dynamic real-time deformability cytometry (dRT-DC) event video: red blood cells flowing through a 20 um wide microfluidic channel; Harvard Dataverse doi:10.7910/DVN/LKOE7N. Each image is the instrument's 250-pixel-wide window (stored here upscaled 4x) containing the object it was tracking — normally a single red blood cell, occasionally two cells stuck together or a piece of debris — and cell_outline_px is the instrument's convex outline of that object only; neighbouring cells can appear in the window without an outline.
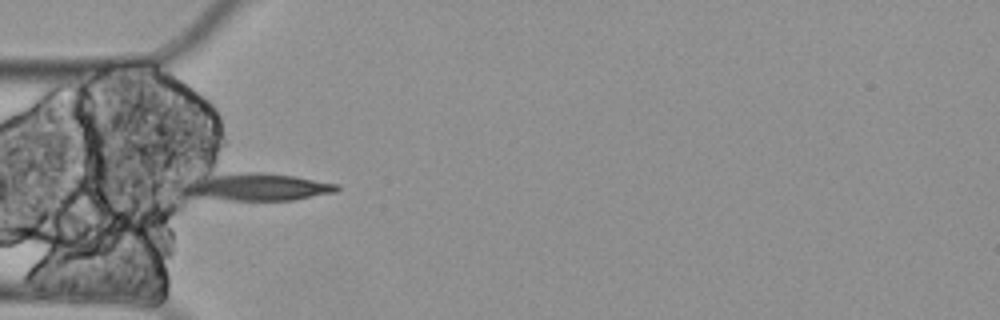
{"species": "Egyptian fruit bat (a non-hibernating species)", "species_latin": "Rousettus aegyptiacus", "temperature_condition": "cold", "stored_images_in_passage": 9, "camera_frame_rate_fps": 3000, "um_per_image_px": 0.085, "animal": {"sex": "female"}, "frame": {"image": 1, "passage_image": 3, "time_ms": 0.667, "image_size_px": [1000, 320], "cell_outline_px": [[340, 188], [336, 192], [292, 200], [232, 200], [192, 196], [184, 184], [188, 180], [196, 176], [248, 172], [264, 172], [296, 176], [340, 184]], "centroid_in_image_um": [21.92, 15.87], "position_along_channel_um": 63.1, "area_um2": 24.45}}
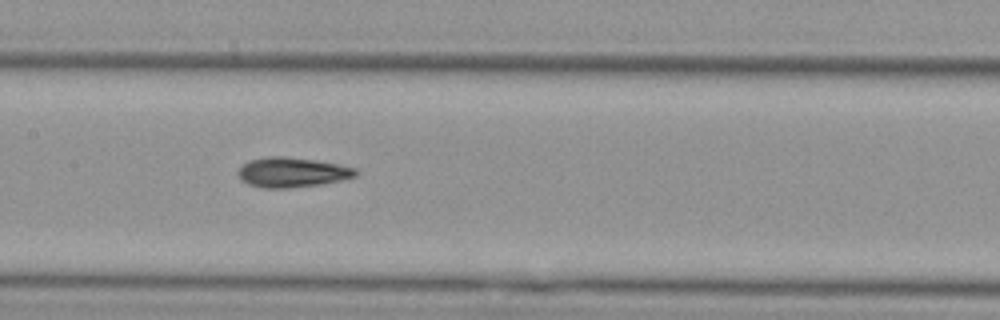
{"frame": {"image": 2, "passage_image": 6, "time_ms": 1.667, "image_size_px": [1000, 320], "cell_outline_px": [[356, 176], [320, 184], [288, 188], [264, 188], [248, 184], [240, 180], [236, 172], [248, 160], [268, 156], [284, 156], [316, 160], [356, 168]], "centroid_in_image_um": [24.76, 14.64], "position_along_channel_um": 182.6, "area_um2": 20.35}}
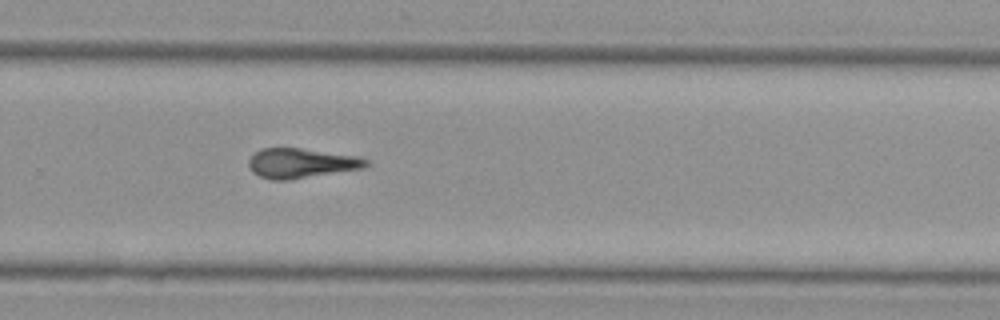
{"frame": {"image": 3, "passage_image": 9, "time_ms": 2.667, "image_size_px": [1000, 320], "cell_outline_px": [[368, 164], [364, 168], [288, 180], [272, 180], [260, 176], [252, 172], [248, 164], [248, 160], [260, 148], [300, 148], [360, 156], [368, 160]], "centroid_in_image_um": [25.61, 13.87], "position_along_channel_um": 304.2, "area_um2": 20.35}}